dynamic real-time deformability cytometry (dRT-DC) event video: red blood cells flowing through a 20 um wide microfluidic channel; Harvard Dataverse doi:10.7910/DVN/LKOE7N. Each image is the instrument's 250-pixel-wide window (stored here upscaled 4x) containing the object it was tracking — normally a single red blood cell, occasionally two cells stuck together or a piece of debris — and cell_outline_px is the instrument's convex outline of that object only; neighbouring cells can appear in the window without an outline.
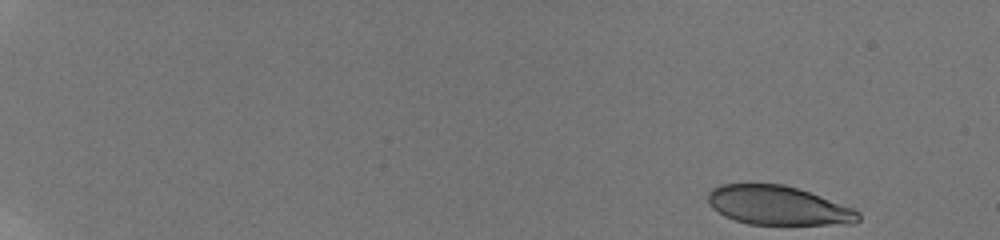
{"species": "human", "species_latin": "Homo sapiens", "temperature_condition": "room temperature", "stored_images_in_passage": 28, "camera_frame_rate_fps": 3000, "um_per_image_px": 0.085, "donor": {"sex": "male"}, "frame": {"image": 1, "passage_image": 1, "time_ms": 0.0, "image_size_px": [1000, 240], "cell_outline_px": [[860, 220], [856, 224], [748, 224], [724, 216], [712, 208], [708, 200], [708, 192], [712, 188], [720, 184], [784, 184], [820, 196], [852, 208], [860, 212]], "centroid_in_image_um": [66.13, 17.47], "position_along_channel_um": 18.9, "area_um2": 34.04}}